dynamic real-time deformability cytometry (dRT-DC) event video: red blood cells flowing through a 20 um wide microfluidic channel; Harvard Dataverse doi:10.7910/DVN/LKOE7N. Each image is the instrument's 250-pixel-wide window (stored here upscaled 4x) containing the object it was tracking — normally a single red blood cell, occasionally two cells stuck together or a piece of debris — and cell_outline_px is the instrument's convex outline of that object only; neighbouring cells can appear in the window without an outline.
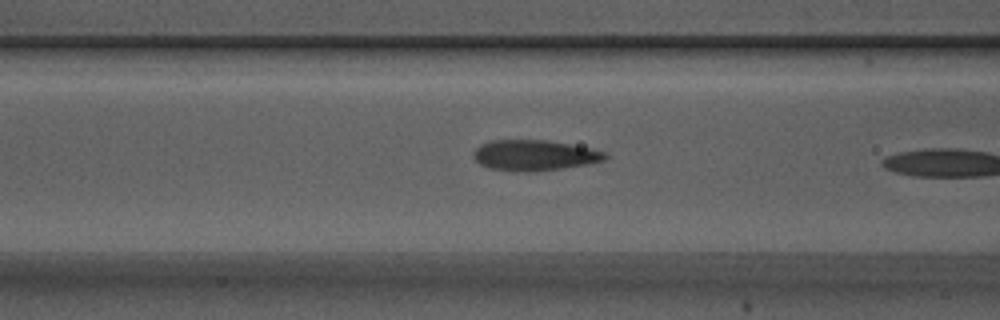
{"species": "Egyptian fruit bat (a non-hibernating species)", "species_latin": "Rousettus aegyptiacus", "temperature_condition": "warm", "stored_images_in_passage": 8, "camera_frame_rate_fps": 3000, "um_per_image_px": 0.085, "animal": {"sex": "male"}, "frame": {"image": 1, "passage_image": 6, "time_ms": 1.667, "image_size_px": [1000, 320], "cell_outline_px": [[608, 156], [604, 160], [588, 164], [564, 168], [536, 172], [512, 172], [488, 168], [480, 164], [472, 156], [472, 152], [480, 144], [492, 140], [548, 140], [592, 148], [604, 152]], "centroid_in_image_um": [45.39, 13.21], "position_along_channel_um": 121.2, "area_um2": 23.87}}